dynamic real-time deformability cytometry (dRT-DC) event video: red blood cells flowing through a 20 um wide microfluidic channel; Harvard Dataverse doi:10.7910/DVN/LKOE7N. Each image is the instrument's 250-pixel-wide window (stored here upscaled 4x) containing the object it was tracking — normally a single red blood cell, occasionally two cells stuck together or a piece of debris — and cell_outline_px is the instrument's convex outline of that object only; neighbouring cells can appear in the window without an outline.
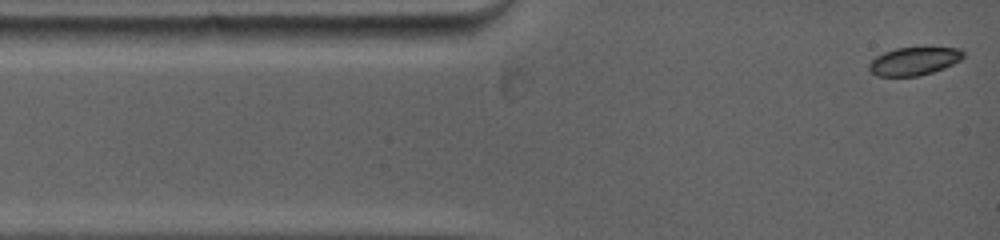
{"species": "common noctule bat (a hibernating species)", "species_latin": "Nyctalus noctula", "temperature_condition": "warm", "stored_images_in_passage": 38, "camera_frame_rate_fps": 5000, "um_per_image_px": 0.085, "animal": {"sex": "female", "body_mass_g": 19.0, "forearm_length_mm": 53.3}, "frame": {"image": 1, "passage_image": 1, "time_ms": 0.0, "image_size_px": [1000, 240], "cell_outline_px": [[964, 56], [960, 60], [944, 68], [932, 72], [916, 76], [876, 76], [868, 68], [868, 64], [876, 56], [884, 52], [896, 48], [960, 48], [964, 52]], "centroid_in_image_um": [77.67, 5.2], "position_along_channel_um": 7.3, "area_um2": 15.26}}
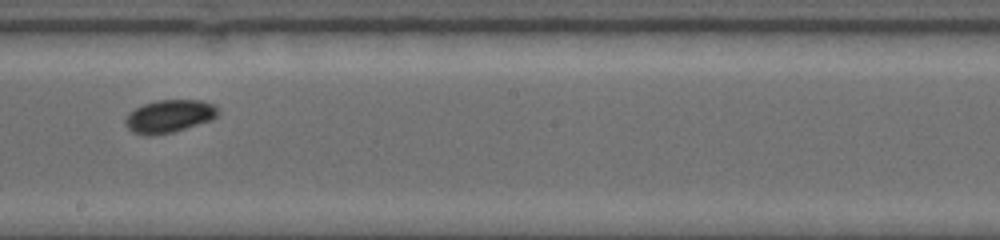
{"frame": {"image": 2, "passage_image": 22, "time_ms": 7.0, "image_size_px": [1000, 240], "cell_outline_px": [[220, 112], [212, 120], [172, 132], [148, 136], [132, 132], [124, 124], [124, 120], [128, 112], [144, 104], [156, 100], [200, 100], [216, 104]], "centroid_in_image_um": [14.39, 9.87], "position_along_channel_um": 233.8, "area_um2": 17.86}}
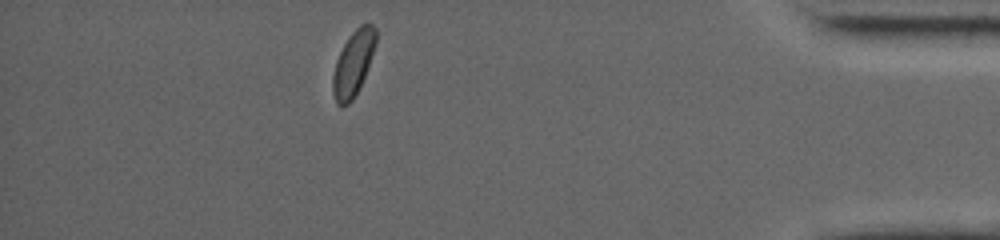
{"frame": {"image": 3, "passage_image": 38, "time_ms": 12.8, "image_size_px": [1000, 240], "cell_outline_px": [[376, 44], [364, 76], [352, 100], [348, 104], [336, 104], [332, 92], [332, 76], [336, 60], [344, 44], [352, 32], [360, 24], [372, 24], [376, 28]], "centroid_in_image_um": [30.01, 5.36], "position_along_channel_um": 405.2, "area_um2": 16.01}, "authors_computed_cell_mechanics": {"area_um2": 16.762, "velocity_mm_per_s": 3.8996, "shape_relaxation_time_tau1_ms": 2.5508, "shape_relaxation_time_tau2_ms": null, "deformation_change_tau1": 0.0582, "deformation_change_tau2": null}}